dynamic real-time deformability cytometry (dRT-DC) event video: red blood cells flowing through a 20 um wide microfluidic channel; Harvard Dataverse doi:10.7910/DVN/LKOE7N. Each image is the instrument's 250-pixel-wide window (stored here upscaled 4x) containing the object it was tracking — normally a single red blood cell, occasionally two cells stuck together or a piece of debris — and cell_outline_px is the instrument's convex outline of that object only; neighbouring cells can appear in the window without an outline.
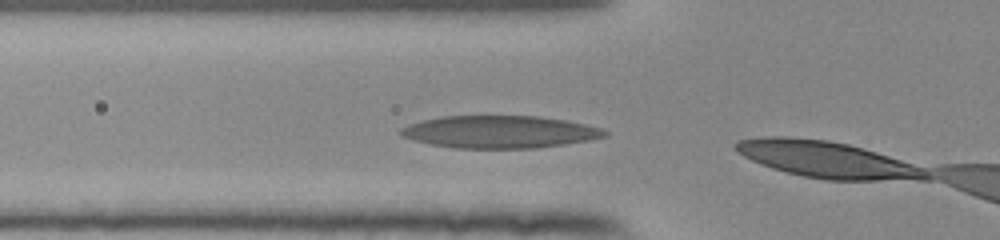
{"species": "human", "species_latin": "Homo sapiens", "temperature_condition": "room temperature", "stored_images_in_passage": 3, "camera_frame_rate_fps": 3000, "um_per_image_px": 0.085, "donor": {"sex": "female"}, "frame": {"image": 1, "passage_image": 2, "time_ms": 0.333, "image_size_px": [1000, 240], "cell_outline_px": [[608, 136], [592, 140], [536, 148], [456, 148], [432, 144], [416, 140], [404, 136], [400, 132], [400, 128], [408, 124], [424, 120], [444, 116], [536, 116], [564, 120], [584, 124], [600, 128], [608, 132]], "centroid_in_image_um": [42.51, 11.21], "position_along_channel_um": 83.3, "area_um2": 38.21}}